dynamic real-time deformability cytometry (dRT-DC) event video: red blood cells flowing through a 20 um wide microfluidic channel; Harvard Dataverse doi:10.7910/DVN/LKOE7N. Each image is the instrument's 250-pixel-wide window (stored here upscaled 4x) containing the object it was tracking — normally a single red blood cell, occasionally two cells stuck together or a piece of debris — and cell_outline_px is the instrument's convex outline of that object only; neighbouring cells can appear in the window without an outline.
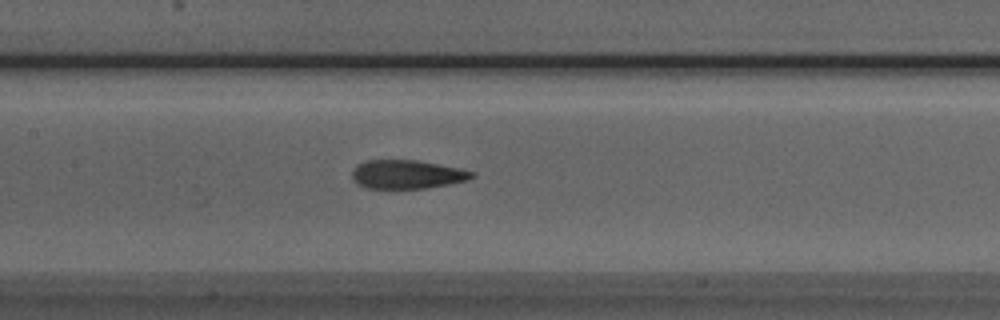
{"species": "Egyptian fruit bat (a non-hibernating species)", "species_latin": "Rousettus aegyptiacus", "temperature_condition": "room temperature", "stored_images_in_passage": 7, "camera_frame_rate_fps": 3000, "um_per_image_px": 0.085, "animal": {"sex": "male"}, "frame": {"image": 1, "passage_image": 6, "time_ms": 7.0, "image_size_px": [1000, 320], "cell_outline_px": [[476, 176], [468, 180], [448, 184], [424, 188], [364, 188], [356, 184], [352, 180], [352, 172], [356, 164], [368, 160], [416, 160], [460, 168], [476, 172]], "centroid_in_image_um": [34.58, 14.82], "position_along_channel_um": 172.8, "area_um2": 20.17}}